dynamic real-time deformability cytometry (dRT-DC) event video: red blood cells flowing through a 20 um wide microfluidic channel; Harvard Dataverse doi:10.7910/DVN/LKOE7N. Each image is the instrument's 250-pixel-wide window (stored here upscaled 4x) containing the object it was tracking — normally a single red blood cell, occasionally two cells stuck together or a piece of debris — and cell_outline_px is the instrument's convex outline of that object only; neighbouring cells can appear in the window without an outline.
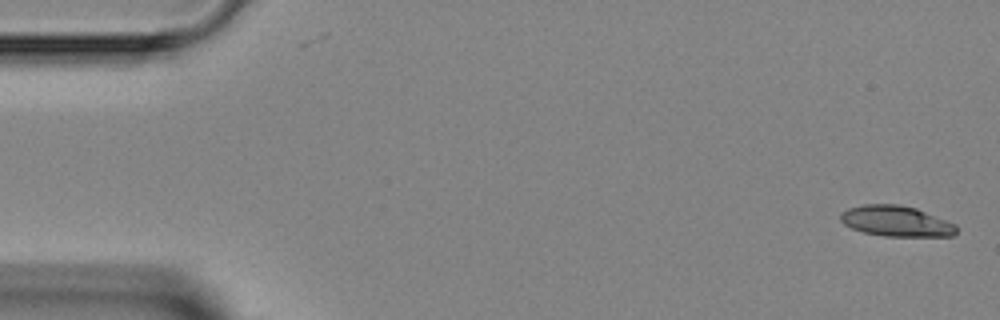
{"species": "Egyptian fruit bat (a non-hibernating species)", "species_latin": "Rousettus aegyptiacus", "temperature_condition": "room temperature", "stored_images_in_passage": 13, "camera_frame_rate_fps": 3000, "um_per_image_px": 0.085, "animal": {"sex": "female"}, "frame": {"image": 1, "passage_image": 1, "time_ms": 0.0, "image_size_px": [1000, 320], "cell_outline_px": [[956, 232], [952, 236], [884, 236], [864, 232], [852, 228], [844, 224], [840, 220], [840, 212], [848, 208], [864, 204], [900, 204], [916, 208], [956, 224]], "centroid_in_image_um": [76.15, 18.79], "position_along_channel_um": 8.8, "area_um2": 20.69}}
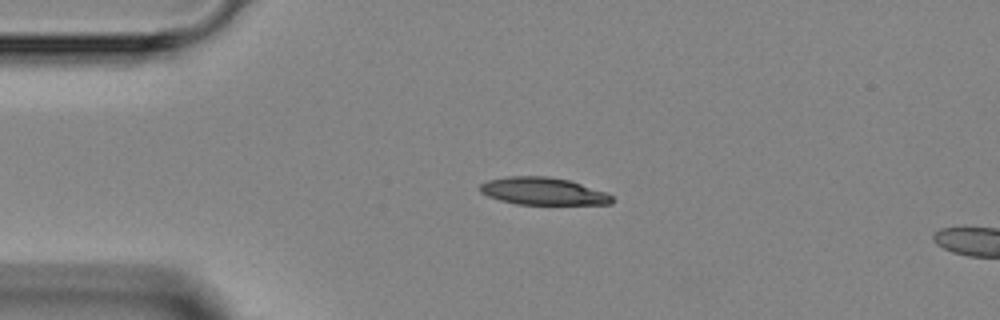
{"frame": {"image": 2, "passage_image": 10, "time_ms": 3.0, "image_size_px": [1000, 320], "cell_outline_px": [[612, 204], [516, 204], [500, 200], [488, 196], [480, 192], [476, 188], [480, 184], [488, 180], [508, 176], [548, 176], [568, 180], [604, 192], [612, 196]], "centroid_in_image_um": [46.08, 16.25], "position_along_channel_um": 38.9, "area_um2": 20.92}}